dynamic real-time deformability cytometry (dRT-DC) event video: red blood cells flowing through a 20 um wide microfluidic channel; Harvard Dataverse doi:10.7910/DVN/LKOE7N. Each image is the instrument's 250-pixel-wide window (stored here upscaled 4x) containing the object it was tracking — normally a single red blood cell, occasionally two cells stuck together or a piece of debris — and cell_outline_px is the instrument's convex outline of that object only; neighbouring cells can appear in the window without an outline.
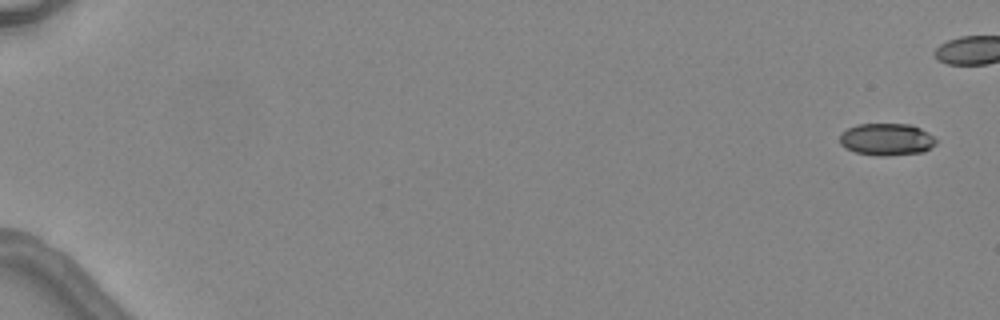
{"species": "common noctule bat (a hibernating species)", "species_latin": "Nyctalus noctula", "temperature_condition": "warm", "stored_images_in_passage": 6, "camera_frame_rate_fps": 3000, "um_per_image_px": 0.085, "animal": {"sex": "female", "body_mass_g": 24.6, "forearm_length_mm": 56.2}, "frame": {"image": 1, "passage_image": 1, "time_ms": 0.0, "image_size_px": [1000, 320], "cell_outline_px": [[936, 144], [924, 152], [888, 156], [876, 156], [856, 152], [844, 148], [840, 144], [840, 132], [856, 124], [912, 124], [920, 128], [932, 136], [936, 140]], "centroid_in_image_um": [75.34, 11.85], "position_along_channel_um": 9.7, "area_um2": 18.21}}